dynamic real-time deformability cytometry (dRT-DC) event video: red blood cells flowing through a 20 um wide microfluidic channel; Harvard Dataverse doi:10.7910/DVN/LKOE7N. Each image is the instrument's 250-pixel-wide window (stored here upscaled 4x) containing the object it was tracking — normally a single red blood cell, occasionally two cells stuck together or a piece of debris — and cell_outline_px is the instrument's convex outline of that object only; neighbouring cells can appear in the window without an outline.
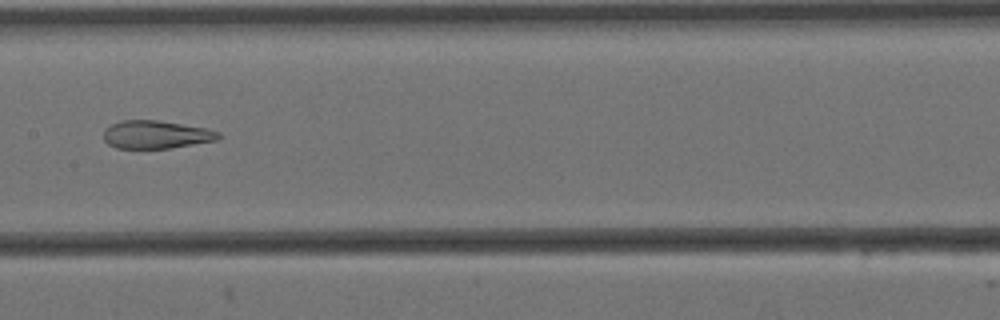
{"species": "Egyptian fruit bat (a non-hibernating species)", "species_latin": "Rousettus aegyptiacus", "temperature_condition": "cold", "stored_images_in_passage": 8, "camera_frame_rate_fps": 3000, "um_per_image_px": 0.085, "animal": {"sex": "female"}, "frame": {"image": 1, "passage_image": 8, "time_ms": 2.333, "image_size_px": [1000, 320], "cell_outline_px": [[224, 136], [216, 140], [168, 148], [116, 148], [108, 144], [104, 140], [104, 128], [120, 120], [156, 120], [208, 128], [220, 132]], "centroid_in_image_um": [13.27, 11.43], "position_along_channel_um": 194.1, "area_um2": 18.79}}